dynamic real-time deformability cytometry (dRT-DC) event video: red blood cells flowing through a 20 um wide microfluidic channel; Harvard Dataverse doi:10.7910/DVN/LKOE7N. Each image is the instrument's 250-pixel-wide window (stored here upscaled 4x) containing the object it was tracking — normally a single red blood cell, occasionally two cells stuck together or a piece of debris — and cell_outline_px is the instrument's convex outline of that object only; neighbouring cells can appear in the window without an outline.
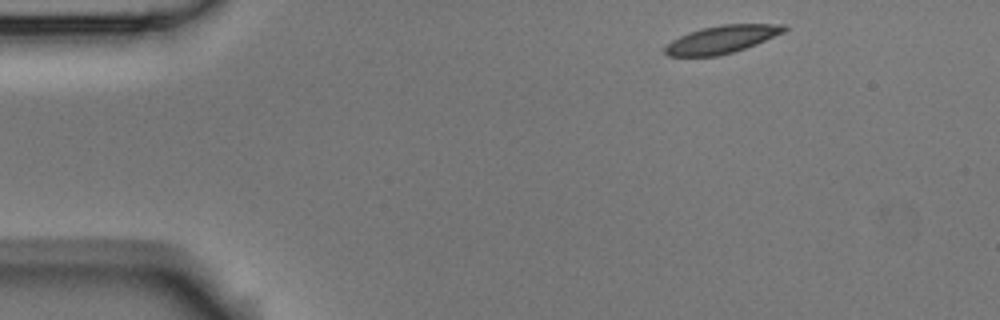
{"species": "Egyptian fruit bat (a non-hibernating species)", "species_latin": "Rousettus aegyptiacus", "temperature_condition": "room temperature", "stored_images_in_passage": 3, "camera_frame_rate_fps": 3000, "um_per_image_px": 0.085, "animal": {"sex": "male"}, "frame": {"image": 1, "passage_image": 1, "time_ms": 0.0, "image_size_px": [1000, 320], "cell_outline_px": [[788, 28], [784, 32], [756, 44], [732, 52], [716, 56], [668, 56], [664, 52], [664, 48], [672, 40], [688, 32], [700, 28], [720, 24], [788, 24]], "centroid_in_image_um": [61.35, 3.33], "position_along_channel_um": 23.6, "area_um2": 19.25}}